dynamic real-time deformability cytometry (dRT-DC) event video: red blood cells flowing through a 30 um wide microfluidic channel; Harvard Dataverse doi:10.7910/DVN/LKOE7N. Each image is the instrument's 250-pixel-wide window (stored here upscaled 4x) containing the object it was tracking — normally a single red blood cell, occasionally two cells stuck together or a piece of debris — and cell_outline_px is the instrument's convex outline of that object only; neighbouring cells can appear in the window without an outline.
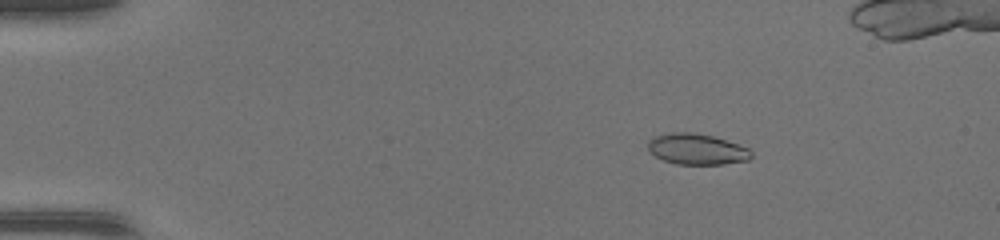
{"species": "common noctule bat (a hibernating species)", "species_latin": "Nyctalus noctula", "temperature_condition": "warm", "stored_images_in_passage": 49, "camera_frame_rate_fps": 3000, "um_per_image_px": 0.085, "animal": {"sex": "female", "body_mass_g": 17.0, "forearm_length_mm": 48.0}, "frame": {"image": 1, "passage_image": 9, "time_ms": 2.667, "image_size_px": [1000, 240], "cell_outline_px": [[752, 156], [748, 160], [724, 164], [676, 164], [664, 160], [648, 152], [648, 140], [652, 136], [668, 132], [692, 132], [712, 136], [748, 148], [752, 152]], "centroid_in_image_um": [59.17, 12.67], "position_along_channel_um": 25.8, "area_um2": 18.61}}
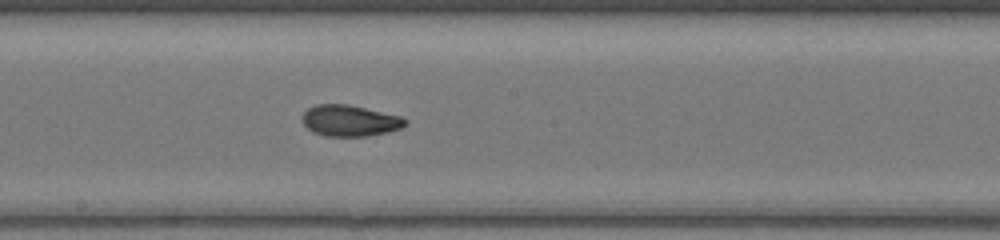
{"frame": {"image": 2, "passage_image": 28, "time_ms": 9.0, "image_size_px": [1000, 240], "cell_outline_px": [[408, 124], [400, 128], [388, 132], [368, 136], [324, 136], [312, 132], [304, 124], [304, 112], [308, 108], [316, 104], [348, 104], [400, 116], [408, 120]], "centroid_in_image_um": [29.75, 10.26], "position_along_channel_um": 218.4, "area_um2": 18.67}}
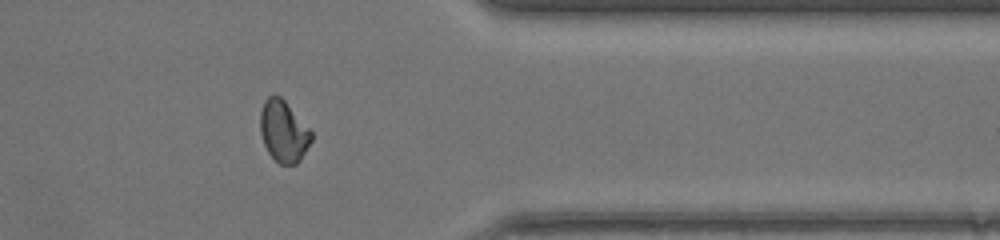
{"frame": {"image": 3, "passage_image": 40, "time_ms": 13.0, "image_size_px": [1000, 240], "cell_outline_px": [[312, 140], [300, 160], [296, 164], [280, 164], [268, 152], [264, 144], [260, 132], [260, 112], [264, 100], [268, 96], [280, 96], [284, 100], [312, 132]], "centroid_in_image_um": [24.09, 11.16], "position_along_channel_um": 387.3, "area_um2": 18.09}}